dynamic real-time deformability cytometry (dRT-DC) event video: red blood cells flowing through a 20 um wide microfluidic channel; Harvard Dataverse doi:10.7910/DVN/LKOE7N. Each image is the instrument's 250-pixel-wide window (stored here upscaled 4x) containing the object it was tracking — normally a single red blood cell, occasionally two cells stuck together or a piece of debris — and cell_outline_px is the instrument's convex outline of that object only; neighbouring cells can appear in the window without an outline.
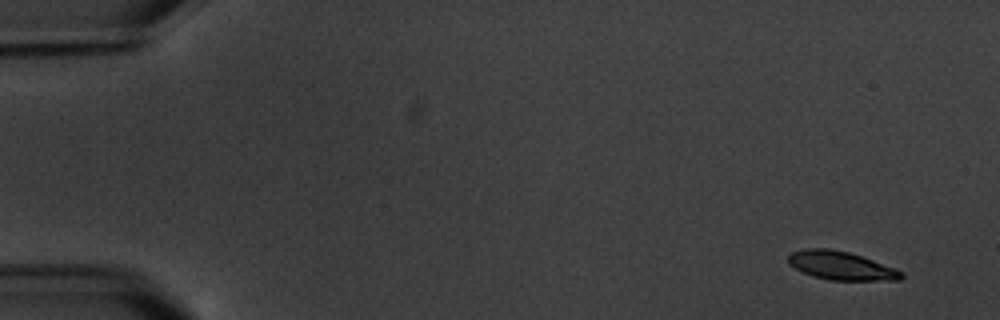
{"species": "common noctule bat (a hibernating species)", "species_latin": "Nyctalus noctula", "temperature_condition": "warm", "stored_images_in_passage": 5, "camera_frame_rate_fps": 3000, "um_per_image_px": 0.085, "animal": {"sex": "male", "body_mass_g": 20.1, "forearm_length_mm": 53.5}, "frame": {"image": 1, "passage_image": 1, "time_ms": 0.0, "image_size_px": [1000, 320], "cell_outline_px": [[904, 276], [900, 280], [828, 280], [812, 276], [788, 264], [788, 256], [792, 252], [804, 248], [828, 248], [848, 252], [896, 268], [904, 272]], "centroid_in_image_um": [71.49, 22.58], "position_along_channel_um": 13.5, "area_um2": 18.73}}
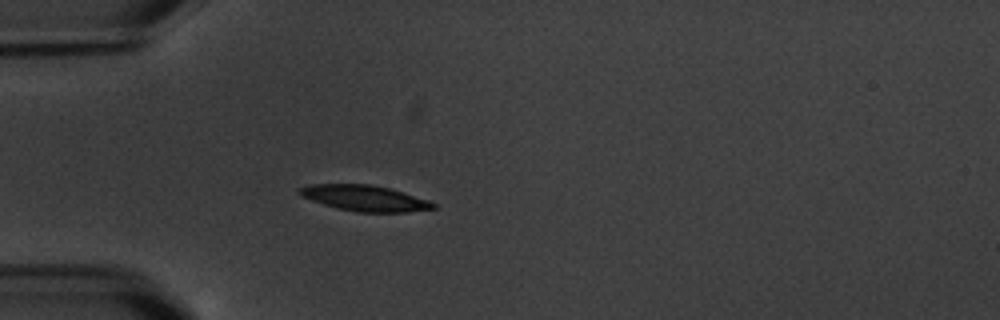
{"frame": {"image": 2, "passage_image": 5, "time_ms": 4.667, "image_size_px": [1000, 320], "cell_outline_px": [[436, 208], [408, 212], [356, 212], [336, 208], [300, 196], [296, 192], [300, 188], [308, 184], [368, 184], [388, 188], [428, 200], [436, 204]], "centroid_in_image_um": [30.96, 16.84], "position_along_channel_um": 54.0, "area_um2": 20.0}}